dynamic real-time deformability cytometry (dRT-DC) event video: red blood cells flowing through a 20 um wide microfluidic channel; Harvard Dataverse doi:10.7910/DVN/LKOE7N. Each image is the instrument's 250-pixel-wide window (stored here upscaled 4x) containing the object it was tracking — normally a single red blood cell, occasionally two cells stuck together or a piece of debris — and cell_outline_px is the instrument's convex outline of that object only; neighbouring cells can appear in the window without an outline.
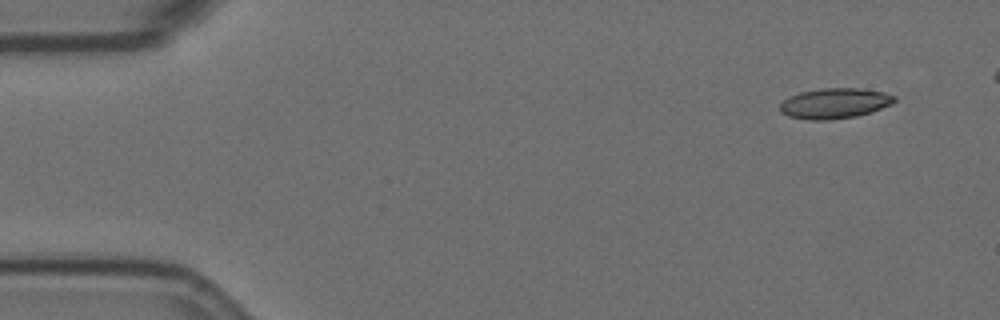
{"species": "Egyptian fruit bat (a non-hibernating species)", "species_latin": "Rousettus aegyptiacus", "temperature_condition": "room temperature", "stored_images_in_passage": 50, "camera_frame_rate_fps": 3000, "um_per_image_px": 0.085, "animal": {"sex": "female"}, "frame": {"image": 1, "passage_image": 1, "time_ms": 0.0, "image_size_px": [1000, 320], "cell_outline_px": [[896, 100], [892, 104], [872, 112], [856, 116], [832, 120], [808, 120], [788, 116], [780, 112], [780, 104], [788, 96], [800, 92], [820, 88], [860, 88], [884, 92], [896, 96]], "centroid_in_image_um": [70.95, 8.78], "position_along_channel_um": 14.1, "area_um2": 20.52}}
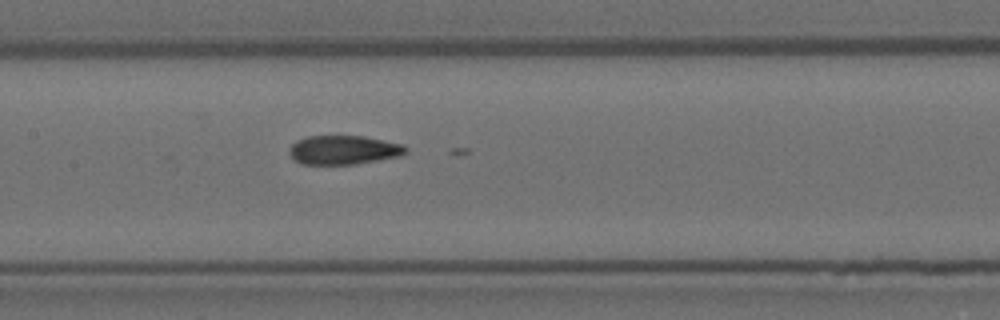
{"frame": {"image": 2, "passage_image": 24, "time_ms": 7.667, "image_size_px": [1000, 320], "cell_outline_px": [[408, 152], [400, 156], [356, 164], [304, 164], [296, 160], [288, 152], [292, 144], [296, 140], [308, 136], [364, 136], [404, 144], [408, 148]], "centroid_in_image_um": [29.25, 12.74], "position_along_channel_um": 178.1, "area_um2": 19.71}}
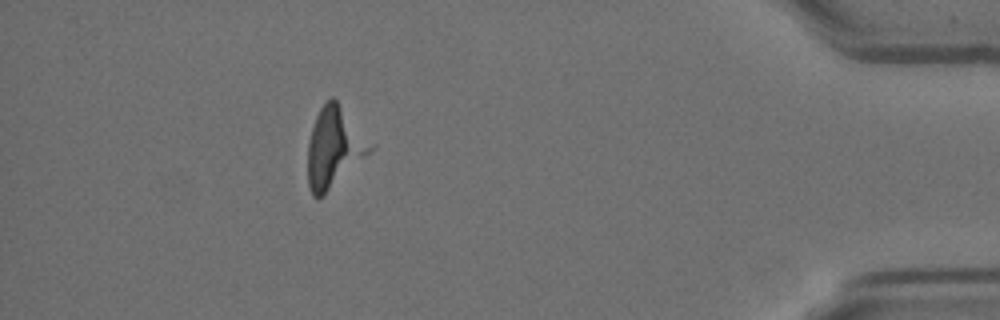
{"frame": {"image": 3, "passage_image": 48, "time_ms": 15.667, "image_size_px": [1000, 320], "cell_outline_px": [[348, 152], [324, 196], [312, 196], [308, 184], [308, 144], [312, 128], [316, 116], [320, 108], [332, 96], [336, 100], [340, 108]], "centroid_in_image_um": [27.71, 12.57], "position_along_channel_um": 407.5, "area_um2": 19.77}}